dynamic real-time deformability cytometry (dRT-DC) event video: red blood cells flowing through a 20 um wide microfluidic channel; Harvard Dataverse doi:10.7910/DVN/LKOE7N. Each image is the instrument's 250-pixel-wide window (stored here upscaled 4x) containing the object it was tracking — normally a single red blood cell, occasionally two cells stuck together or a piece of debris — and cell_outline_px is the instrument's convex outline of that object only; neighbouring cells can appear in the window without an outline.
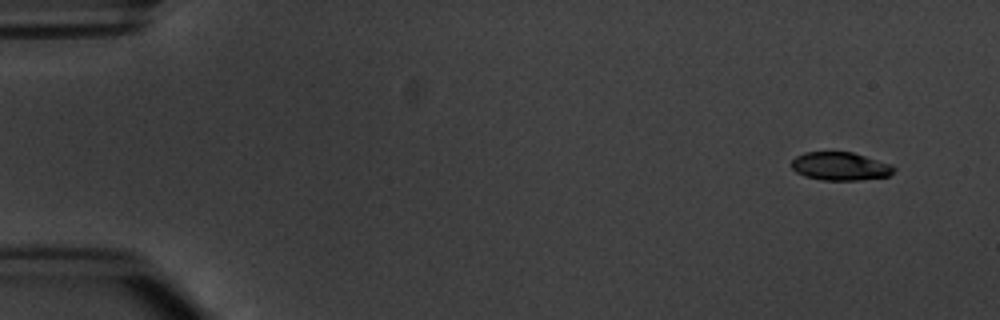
{"species": "common noctule bat (a hibernating species)", "species_latin": "Nyctalus noctula", "temperature_condition": "warm", "stored_images_in_passage": 5, "camera_frame_rate_fps": 3000, "um_per_image_px": 0.085, "animal": {"sex": "male", "body_mass_g": 20.1, "forearm_length_mm": 53.5}, "frame": {"image": 1, "passage_image": 1, "time_ms": 0.0, "image_size_px": [1000, 320], "cell_outline_px": [[896, 168], [888, 176], [860, 180], [820, 180], [804, 176], [796, 172], [792, 168], [792, 160], [796, 156], [804, 152], [852, 152], [892, 164]], "centroid_in_image_um": [71.41, 14.13], "position_along_channel_um": 13.6, "area_um2": 16.88}}
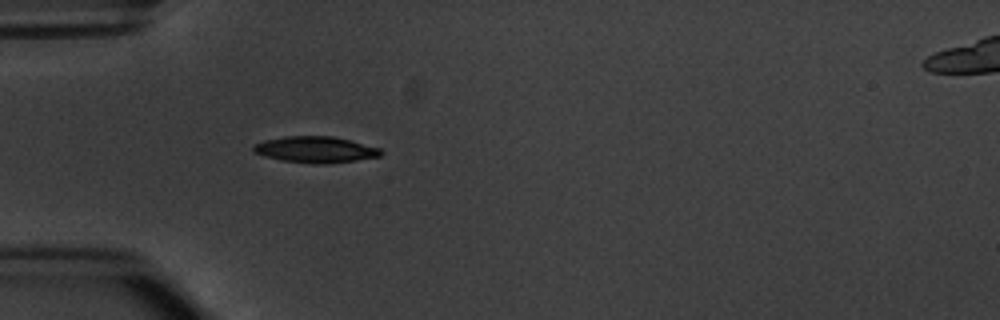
{"frame": {"image": 2, "passage_image": 5, "time_ms": 4.333, "image_size_px": [1000, 320], "cell_outline_px": [[384, 152], [380, 156], [356, 160], [328, 164], [312, 164], [280, 160], [264, 156], [252, 152], [252, 144], [264, 140], [284, 136], [332, 136], [352, 140], [380, 148]], "centroid_in_image_um": [26.79, 12.71], "position_along_channel_um": 58.2, "area_um2": 19.83}}